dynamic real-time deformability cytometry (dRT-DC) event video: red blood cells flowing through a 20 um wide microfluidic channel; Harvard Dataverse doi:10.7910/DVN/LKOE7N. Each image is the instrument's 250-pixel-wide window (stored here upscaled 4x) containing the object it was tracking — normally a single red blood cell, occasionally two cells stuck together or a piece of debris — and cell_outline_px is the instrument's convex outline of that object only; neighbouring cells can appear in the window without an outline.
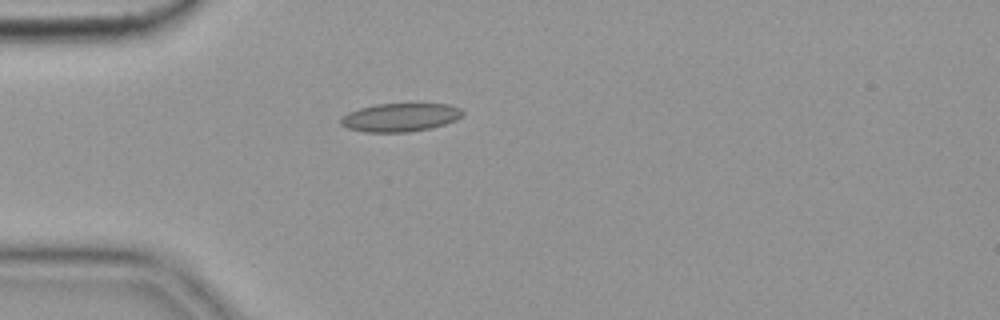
{"species": "common noctule bat (a hibernating species)", "species_latin": "Nyctalus noctula", "temperature_condition": "cold", "stored_images_in_passage": 41, "camera_frame_rate_fps": 3000, "um_per_image_px": 0.085, "animal": {"sex": "female", "body_mass_g": 19.9}, "frame": {"image": 1, "passage_image": 1, "time_ms": 0.0, "image_size_px": [1000, 320], "cell_outline_px": [[464, 112], [456, 120], [432, 128], [408, 132], [364, 132], [348, 128], [340, 124], [340, 120], [348, 112], [360, 108], [376, 104], [448, 104], [460, 108]], "centroid_in_image_um": [34.02, 9.98], "position_along_channel_um": 51.0, "area_um2": 20.06}, "authors_computed_cell_mechanics": {"area_um2": 19.0162, "velocity_mm_per_s": 3.6342, "shape_relaxation_time_tau1_ms": null, "shape_relaxation_time_tau2_ms": 3.3972, "deformation_change_tau1": null, "deformation_change_tau2": 0.0978}}